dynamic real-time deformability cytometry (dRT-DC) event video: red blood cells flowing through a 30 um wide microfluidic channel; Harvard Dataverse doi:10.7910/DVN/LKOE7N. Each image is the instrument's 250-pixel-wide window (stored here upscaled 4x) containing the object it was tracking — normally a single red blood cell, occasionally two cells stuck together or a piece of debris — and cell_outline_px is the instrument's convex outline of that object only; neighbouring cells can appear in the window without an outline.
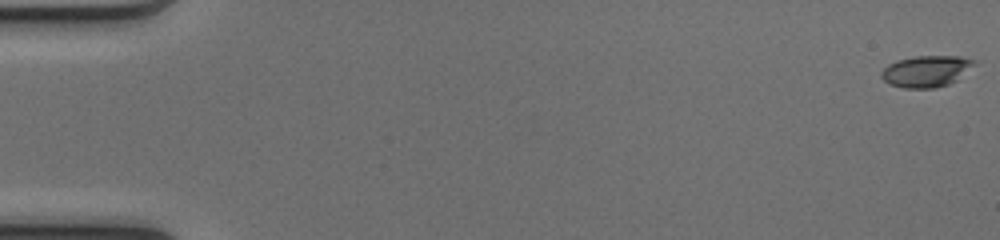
{"species": "common noctule bat (a hibernating species)", "species_latin": "Nyctalus noctula", "temperature_condition": "cold", "stored_images_in_passage": 51, "camera_frame_rate_fps": 3000, "um_per_image_px": 0.085, "animal": {"sex": "female", "body_mass_g": 17.0, "forearm_length_mm": 48.0}, "frame": {"image": 1, "passage_image": 1, "time_ms": 0.0, "image_size_px": [1000, 240], "cell_outline_px": [[976, 64], [956, 80], [948, 84], [936, 88], [904, 88], [888, 84], [880, 76], [880, 72], [888, 64], [896, 60], [916, 56], [960, 56], [976, 60]], "centroid_in_image_um": [78.71, 6.05], "position_along_channel_um": 6.3, "area_um2": 17.11}}
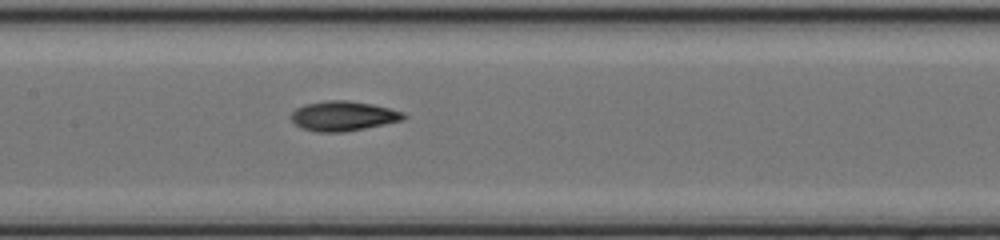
{"frame": {"image": 2, "passage_image": 26, "time_ms": 8.333, "image_size_px": [1000, 240], "cell_outline_px": [[408, 116], [404, 120], [344, 132], [316, 132], [300, 128], [292, 120], [292, 112], [296, 108], [304, 104], [328, 100], [348, 100], [372, 104], [404, 112]], "centroid_in_image_um": [29.18, 9.86], "position_along_channel_um": 178.2, "area_um2": 19.54}}
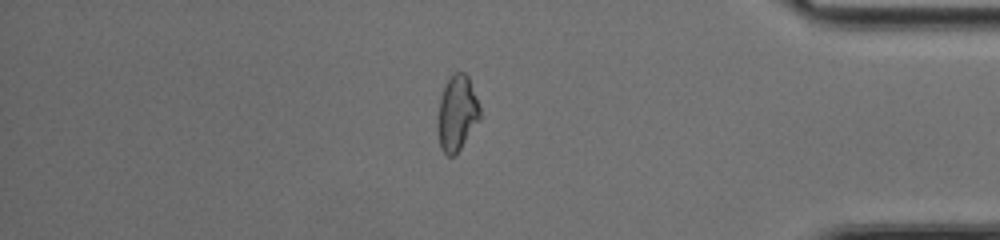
{"frame": {"image": 3, "passage_image": 44, "time_ms": 14.333, "image_size_px": [1000, 240], "cell_outline_px": [[480, 120], [456, 156], [448, 156], [440, 148], [436, 128], [436, 124], [440, 96], [444, 84], [452, 72], [464, 72], [468, 76], [476, 96], [480, 108]], "centroid_in_image_um": [38.82, 9.64], "position_along_channel_um": 396.4, "area_um2": 19.13}, "authors_computed_cell_mechanics": {"area_um2": 18.3226, "velocity_mm_per_s": 4.1247, "shape_relaxation_time_tau1_ms": 3.5237, "shape_relaxation_time_tau2_ms": 2.6785, "deformation_change_tau1": 0.1593, "deformation_change_tau2": 0.0866}}